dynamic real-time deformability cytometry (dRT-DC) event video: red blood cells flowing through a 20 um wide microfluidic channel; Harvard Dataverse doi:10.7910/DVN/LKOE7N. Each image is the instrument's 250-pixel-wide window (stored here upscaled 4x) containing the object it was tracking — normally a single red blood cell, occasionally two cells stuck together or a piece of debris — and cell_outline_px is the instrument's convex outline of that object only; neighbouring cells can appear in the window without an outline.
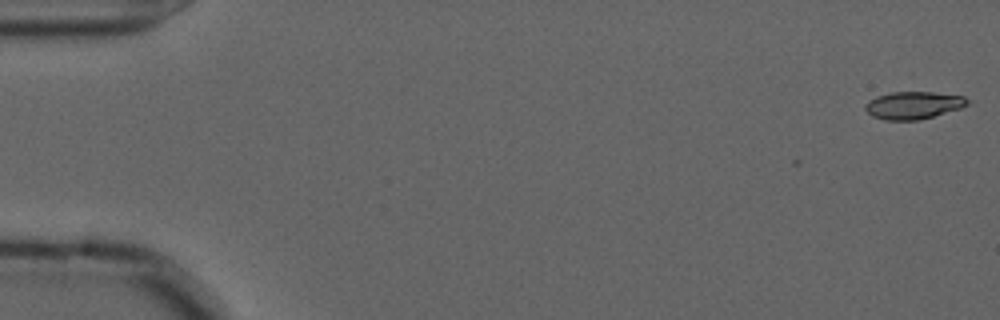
{"species": "common noctule bat (a hibernating species)", "species_latin": "Nyctalus noctula", "temperature_condition": "cold", "stored_images_in_passage": 7, "camera_frame_rate_fps": 3000, "um_per_image_px": 0.085, "animal": {"sex": "male", "forearm_length_mm": 52.5}, "frame": {"image": 1, "passage_image": 1, "time_ms": 0.0, "image_size_px": [1000, 320], "cell_outline_px": [[972, 100], [968, 104], [960, 108], [920, 120], [884, 120], [872, 116], [864, 108], [864, 104], [868, 100], [876, 96], [892, 92], [932, 92], [964, 96]], "centroid_in_image_um": [77.63, 8.94], "position_along_channel_um": 7.4, "area_um2": 16.47}}